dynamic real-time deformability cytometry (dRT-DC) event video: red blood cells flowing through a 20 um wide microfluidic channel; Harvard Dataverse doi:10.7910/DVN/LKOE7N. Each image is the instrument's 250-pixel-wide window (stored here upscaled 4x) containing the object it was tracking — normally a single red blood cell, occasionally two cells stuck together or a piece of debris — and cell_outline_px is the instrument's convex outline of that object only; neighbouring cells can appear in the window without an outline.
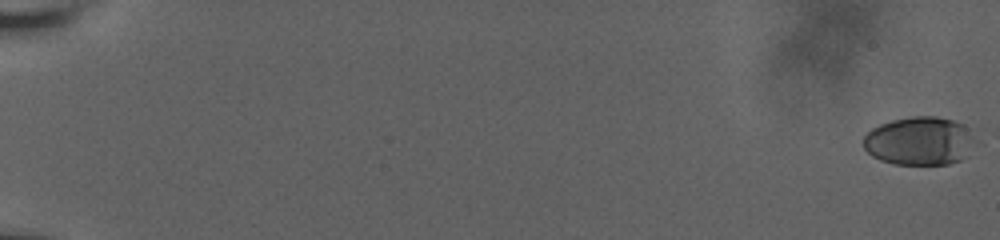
{"species": "human", "species_latin": "Homo sapiens", "temperature_condition": "room temperature", "stored_images_in_passage": 17, "camera_frame_rate_fps": 3000, "um_per_image_px": 0.085, "donor": {"sex": "male"}, "frame": {"image": 1, "passage_image": 1, "time_ms": 0.0, "image_size_px": [1000, 240], "cell_outline_px": [[984, 144], [960, 160], [948, 164], [892, 164], [880, 160], [872, 156], [864, 148], [864, 136], [872, 128], [880, 124], [892, 120], [912, 116], [936, 116], [952, 120], [964, 124]], "centroid_in_image_um": [78.28, 11.99], "position_along_channel_um": 6.7, "area_um2": 32.48}}
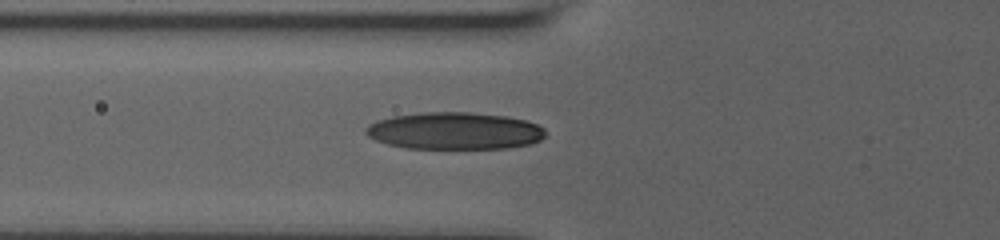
{"frame": {"image": 2, "passage_image": 15, "time_ms": 8.667, "image_size_px": [1000, 240], "cell_outline_px": [[548, 132], [540, 140], [532, 144], [508, 148], [408, 148], [388, 144], [376, 140], [368, 136], [364, 132], [364, 128], [368, 124], [376, 120], [392, 116], [424, 112], [468, 112], [508, 116], [524, 120], [536, 124], [544, 128]], "centroid_in_image_um": [38.64, 11.12], "position_along_channel_um": 87.2, "area_um2": 39.07}}
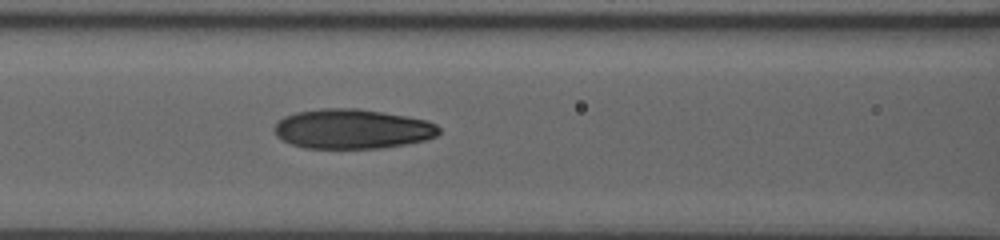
{"frame": {"image": 3, "passage_image": 17, "time_ms": 10.0, "image_size_px": [1000, 240], "cell_outline_px": [[440, 132], [436, 136], [424, 140], [408, 144], [380, 148], [304, 148], [292, 144], [276, 136], [272, 128], [284, 116], [296, 112], [320, 108], [360, 108], [408, 116], [428, 120], [436, 124], [440, 128]], "centroid_in_image_um": [29.96, 10.95], "position_along_channel_um": 136.6, "area_um2": 38.38}}